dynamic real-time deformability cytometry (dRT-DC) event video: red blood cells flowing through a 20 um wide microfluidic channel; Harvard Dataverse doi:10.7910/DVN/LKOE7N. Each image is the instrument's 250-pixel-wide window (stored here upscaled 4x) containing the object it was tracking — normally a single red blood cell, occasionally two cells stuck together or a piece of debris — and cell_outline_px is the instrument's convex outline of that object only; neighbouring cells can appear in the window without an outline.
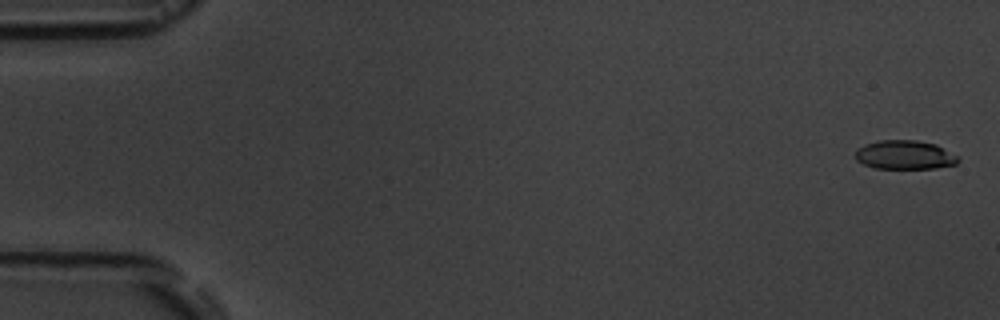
{"species": "common noctule bat (a hibernating species)", "species_latin": "Nyctalus noctula", "temperature_condition": "room temperature", "stored_images_in_passage": 3, "camera_frame_rate_fps": 3000, "um_per_image_px": 0.085, "animal": {"sex": "male", "body_mass_g": 19.5, "forearm_length_mm": 54.6}, "frame": {"image": 1, "passage_image": 1, "time_ms": 0.0, "image_size_px": [1000, 320], "cell_outline_px": [[960, 160], [956, 164], [936, 168], [876, 168], [864, 164], [856, 160], [856, 148], [864, 144], [880, 140], [916, 140], [936, 144], [960, 156]], "centroid_in_image_um": [76.93, 13.16], "position_along_channel_um": 8.1, "area_um2": 17.46}}